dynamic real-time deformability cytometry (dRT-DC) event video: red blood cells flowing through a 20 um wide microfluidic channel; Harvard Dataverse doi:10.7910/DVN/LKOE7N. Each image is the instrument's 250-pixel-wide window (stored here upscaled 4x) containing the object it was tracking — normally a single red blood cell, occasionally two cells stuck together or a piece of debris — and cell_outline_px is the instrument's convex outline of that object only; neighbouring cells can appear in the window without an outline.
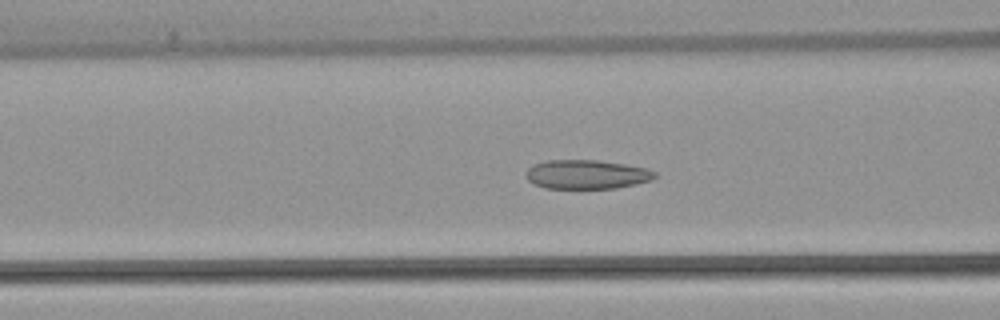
{"species": "common noctule bat (a hibernating species)", "species_latin": "Nyctalus noctula", "temperature_condition": "warm", "stored_images_in_passage": 53, "camera_frame_rate_fps": 3000, "um_per_image_px": 0.085, "animal": {"sex": "female", "body_mass_g": 22.7, "forearm_length_mm": 54.2}, "frame": {"image": 1, "passage_image": 21, "time_ms": 6.667, "image_size_px": [1000, 320], "cell_outline_px": [[656, 176], [652, 180], [616, 188], [544, 188], [532, 184], [524, 176], [524, 172], [532, 164], [548, 160], [596, 160], [624, 164], [648, 168], [656, 172]], "centroid_in_image_um": [49.82, 14.82], "position_along_channel_um": 116.8, "area_um2": 22.02}}
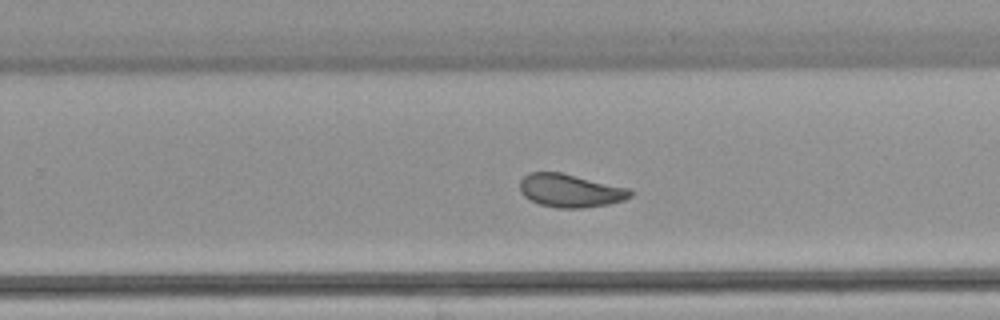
{"frame": {"image": 2, "passage_image": 34, "time_ms": 11.0, "image_size_px": [1000, 320], "cell_outline_px": [[632, 196], [624, 200], [608, 204], [580, 208], [556, 208], [540, 204], [524, 196], [520, 192], [520, 180], [528, 172], [560, 172], [632, 188]], "centroid_in_image_um": [48.49, 16.19], "position_along_channel_um": 281.3, "area_um2": 21.5}}
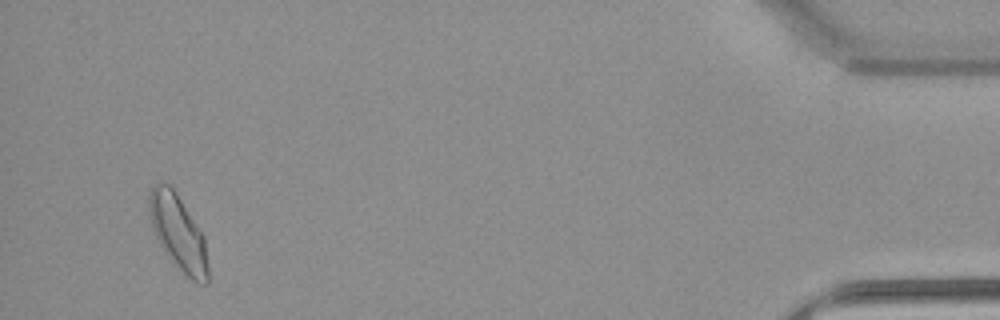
{"frame": {"image": 3, "passage_image": 51, "time_ms": 16.667, "image_size_px": [1000, 320], "cell_outline_px": [[208, 284], [200, 284], [192, 280], [164, 252], [152, 228], [148, 204], [148, 192], [152, 184], [160, 180], [168, 184], [176, 192], [204, 236], [208, 264]], "centroid_in_image_um": [15.12, 19.72], "position_along_channel_um": 420.1, "area_um2": 25.72}, "authors_computed_cell_mechanics": {"area_um2": 22.7732, "velocity_mm_per_s": 3.812, "shape_relaxation_time_tau1_ms": 10.8153, "shape_relaxation_time_tau2_ms": 1.8037, "deformation_change_tau1": 0.2034, "deformation_change_tau2": 0.0768}}